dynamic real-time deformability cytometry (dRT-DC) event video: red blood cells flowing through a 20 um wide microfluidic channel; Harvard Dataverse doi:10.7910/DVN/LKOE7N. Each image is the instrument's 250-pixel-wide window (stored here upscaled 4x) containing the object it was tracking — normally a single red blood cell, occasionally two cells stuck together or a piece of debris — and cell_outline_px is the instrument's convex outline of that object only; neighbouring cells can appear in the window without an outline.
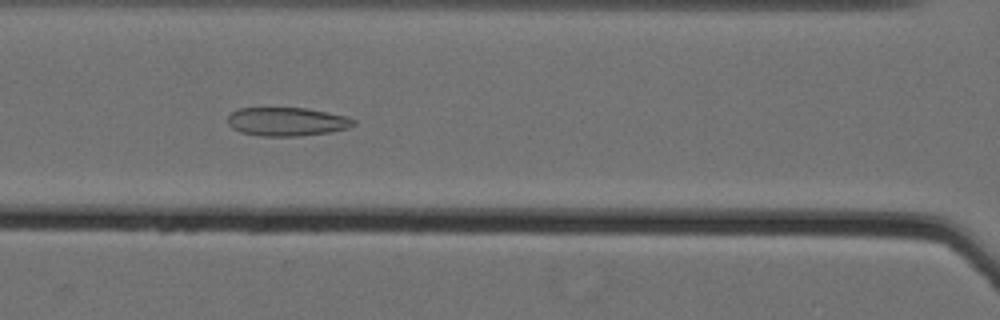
{"species": "Egyptian fruit bat (a non-hibernating species)", "species_latin": "Rousettus aegyptiacus", "temperature_condition": "cold", "stored_images_in_passage": 62, "camera_frame_rate_fps": 3000, "um_per_image_px": 0.085, "animal": {"sex": "female"}, "frame": {"image": 1, "passage_image": 32, "time_ms": 10.333, "image_size_px": [1000, 320], "cell_outline_px": [[356, 124], [348, 128], [328, 132], [300, 136], [260, 136], [240, 132], [232, 128], [228, 124], [228, 116], [232, 112], [240, 108], [308, 108], [348, 116], [356, 120]], "centroid_in_image_um": [24.41, 10.34], "position_along_channel_um": 142.2, "area_um2": 21.1}}
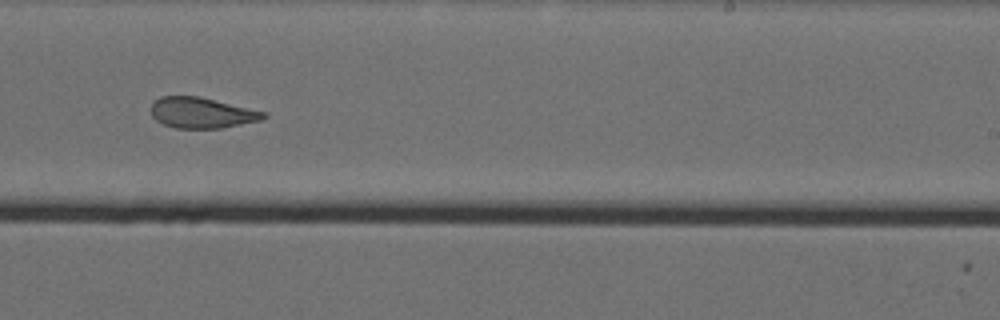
{"frame": {"image": 2, "passage_image": 43, "time_ms": 14.0, "image_size_px": [1000, 320], "cell_outline_px": [[268, 116], [260, 120], [220, 128], [176, 128], [164, 124], [156, 120], [152, 116], [152, 104], [160, 96], [200, 96], [268, 112]], "centroid_in_image_um": [17.18, 9.58], "position_along_channel_um": 271.8, "area_um2": 20.11}}
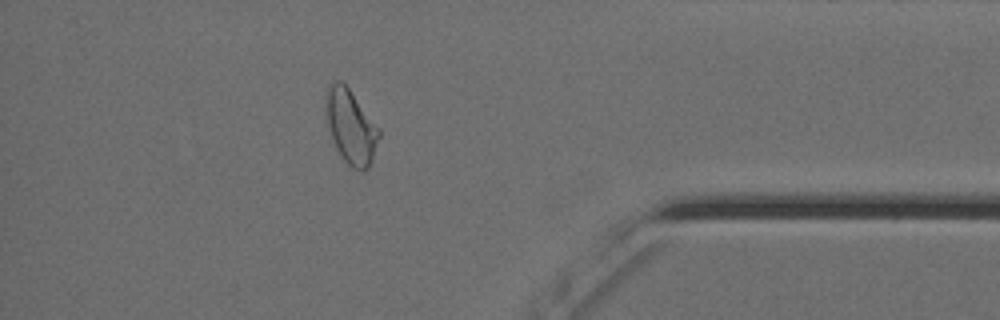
{"frame": {"image": 3, "passage_image": 56, "time_ms": 18.333, "image_size_px": [1000, 320], "cell_outline_px": [[380, 136], [372, 160], [368, 168], [364, 172], [352, 168], [344, 160], [336, 148], [328, 124], [328, 84], [336, 80], [340, 80], [348, 88], [380, 128]], "centroid_in_image_um": [29.88, 10.81], "position_along_channel_um": 405.3, "area_um2": 22.31}, "authors_computed_cell_mechanics": {"area_um2": 24.6228, "velocity_mm_per_s": 3.5548, "shape_relaxation_time_tau1_ms": null, "shape_relaxation_time_tau2_ms": 2.1097, "deformation_change_tau1": null, "deformation_change_tau2": 0.0937}}